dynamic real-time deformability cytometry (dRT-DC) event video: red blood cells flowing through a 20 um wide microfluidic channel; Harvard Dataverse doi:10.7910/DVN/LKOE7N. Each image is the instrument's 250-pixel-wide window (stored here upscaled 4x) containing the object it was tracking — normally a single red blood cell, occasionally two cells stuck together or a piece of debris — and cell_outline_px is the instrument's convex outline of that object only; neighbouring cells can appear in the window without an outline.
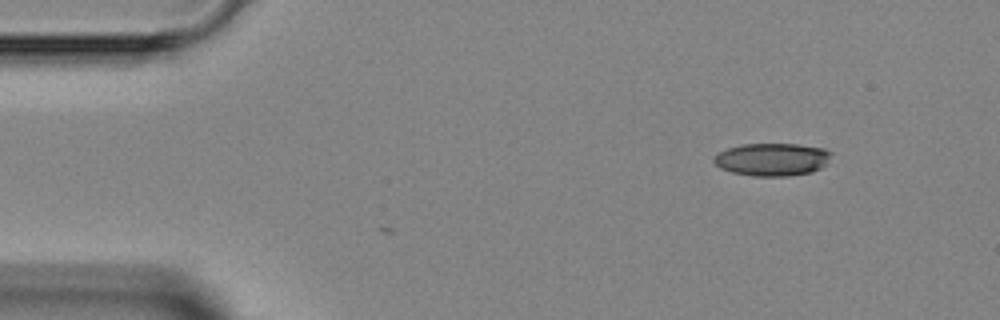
{"species": "Egyptian fruit bat (a non-hibernating species)", "species_latin": "Rousettus aegyptiacus", "temperature_condition": "room temperature", "stored_images_in_passage": 2, "camera_frame_rate_fps": 3000, "um_per_image_px": 0.085, "animal": {"sex": "female"}, "frame": {"image": 1, "passage_image": 2, "time_ms": 1.333, "image_size_px": [1000, 320], "cell_outline_px": [[832, 152], [828, 164], [812, 172], [788, 176], [752, 176], [732, 172], [720, 168], [712, 160], [712, 156], [728, 148], [744, 144], [796, 144], [824, 148]], "centroid_in_image_um": [65.65, 13.55], "position_along_channel_um": 19.4, "area_um2": 22.54}}